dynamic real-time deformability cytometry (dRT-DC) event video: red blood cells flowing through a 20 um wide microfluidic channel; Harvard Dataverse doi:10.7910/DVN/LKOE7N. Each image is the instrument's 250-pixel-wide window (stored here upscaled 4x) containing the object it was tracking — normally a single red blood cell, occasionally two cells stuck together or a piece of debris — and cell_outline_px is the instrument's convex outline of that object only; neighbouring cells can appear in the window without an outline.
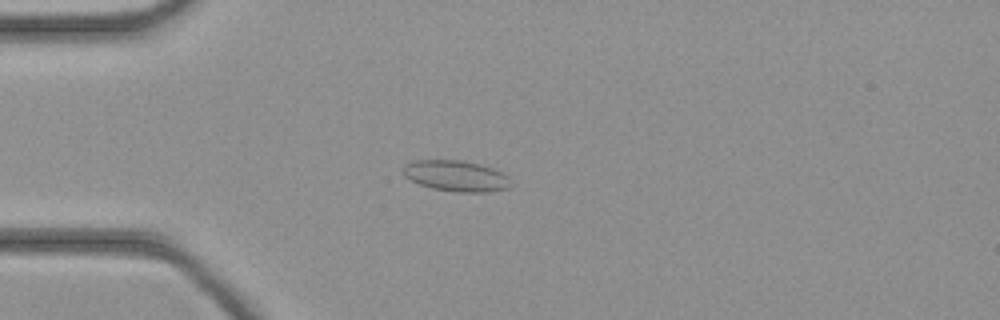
{"species": "common noctule bat (a hibernating species)", "species_latin": "Nyctalus noctula", "temperature_condition": "cold", "stored_images_in_passage": 45, "camera_frame_rate_fps": 3000, "um_per_image_px": 0.085, "animal": {"sex": "female", "body_mass_g": 21.9}, "frame": {"image": 1, "passage_image": 12, "time_ms": 3.667, "image_size_px": [1000, 320], "cell_outline_px": [[512, 184], [508, 188], [488, 192], [456, 192], [432, 188], [420, 184], [404, 176], [400, 168], [404, 164], [416, 160], [464, 160], [480, 164], [492, 168], [508, 176], [512, 180]], "centroid_in_image_um": [38.76, 14.95], "position_along_channel_um": 46.2, "area_um2": 19.59}}
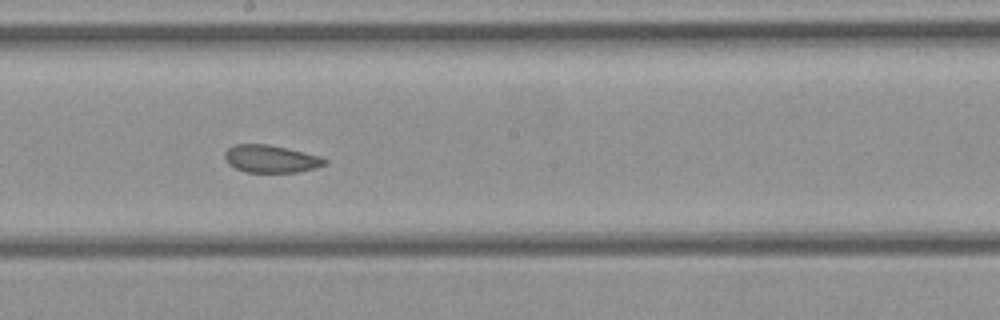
{"frame": {"image": 2, "passage_image": 25, "time_ms": 8.0, "image_size_px": [1000, 320], "cell_outline_px": [[328, 160], [324, 164], [316, 168], [296, 172], [244, 172], [228, 164], [224, 160], [224, 152], [228, 148], [236, 144], [268, 144], [304, 152], [320, 156]], "centroid_in_image_um": [22.99, 13.5], "position_along_channel_um": 225.2, "area_um2": 16.07}}
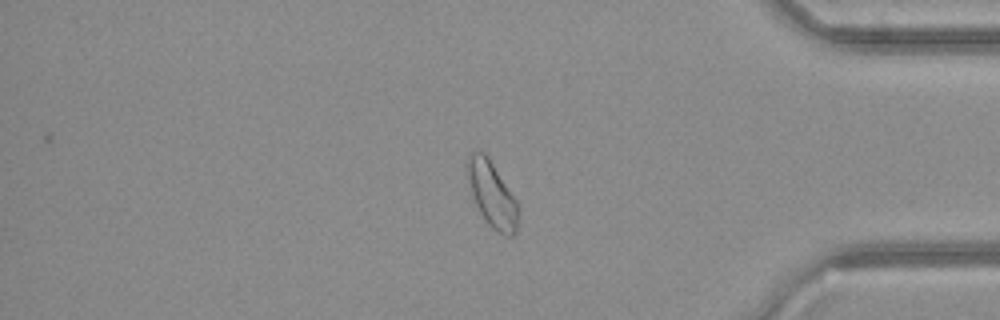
{"frame": {"image": 3, "passage_image": 38, "time_ms": 12.333, "image_size_px": [1000, 320], "cell_outline_px": [[516, 232], [512, 236], [504, 236], [492, 228], [484, 220], [472, 196], [464, 172], [464, 164], [468, 156], [472, 152], [484, 152], [488, 156], [516, 200]], "centroid_in_image_um": [41.74, 16.47], "position_along_channel_um": 393.5, "area_um2": 19.42}}